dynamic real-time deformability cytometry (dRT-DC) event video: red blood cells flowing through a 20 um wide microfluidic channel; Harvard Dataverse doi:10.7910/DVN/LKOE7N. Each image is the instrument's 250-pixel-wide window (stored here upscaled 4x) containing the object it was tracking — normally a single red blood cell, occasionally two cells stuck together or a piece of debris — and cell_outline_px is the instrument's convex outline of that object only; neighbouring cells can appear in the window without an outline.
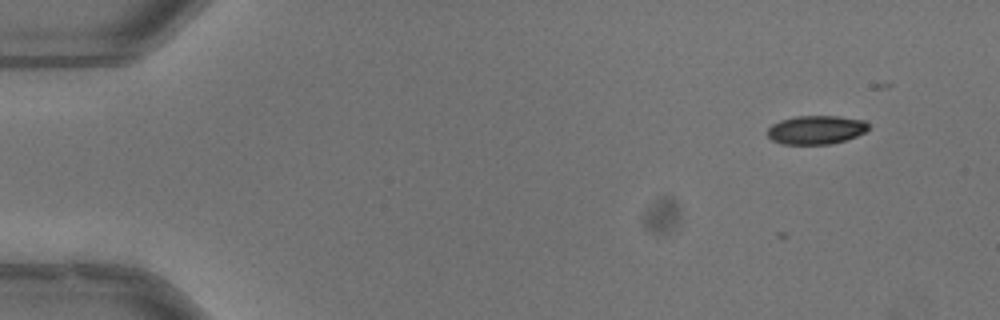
{"species": "common noctule bat (a hibernating species)", "species_latin": "Nyctalus noctula", "temperature_condition": "warm", "stored_images_in_passage": 5, "camera_frame_rate_fps": 3000, "um_per_image_px": 0.085, "animal": {"sex": "male", "body_mass_g": 13.3}, "frame": {"image": 1, "passage_image": 1, "time_ms": 0.0, "image_size_px": [1000, 320], "cell_outline_px": [[868, 128], [864, 132], [856, 136], [844, 140], [828, 144], [784, 144], [772, 140], [768, 136], [768, 128], [772, 124], [780, 120], [796, 116], [836, 116], [864, 120], [868, 124]], "centroid_in_image_um": [69.34, 11.03], "position_along_channel_um": 15.7, "area_um2": 16.7}}